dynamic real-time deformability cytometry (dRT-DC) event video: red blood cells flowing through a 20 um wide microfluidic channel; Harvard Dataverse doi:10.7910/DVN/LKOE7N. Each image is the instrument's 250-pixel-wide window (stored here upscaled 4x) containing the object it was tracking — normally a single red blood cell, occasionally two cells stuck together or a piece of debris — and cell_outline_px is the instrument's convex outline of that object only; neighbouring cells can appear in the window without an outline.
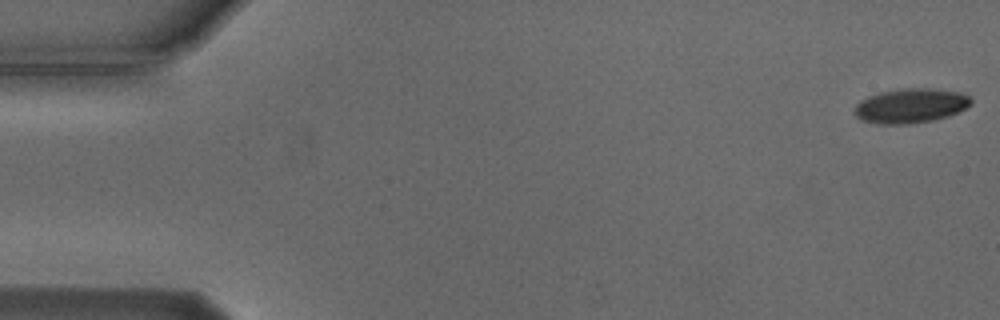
{"species": "Egyptian fruit bat (a non-hibernating species)", "species_latin": "Rousettus aegyptiacus", "temperature_condition": "cold", "stored_images_in_passage": 55, "camera_frame_rate_fps": 3000, "um_per_image_px": 0.085, "animal": {"sex": "male"}, "frame": {"image": 1, "passage_image": 1, "time_ms": 0.0, "image_size_px": [1000, 320], "cell_outline_px": [[972, 104], [948, 116], [932, 120], [908, 124], [880, 124], [860, 120], [852, 112], [856, 104], [860, 100], [868, 96], [880, 92], [904, 88], [932, 88], [960, 92], [968, 96], [972, 100]], "centroid_in_image_um": [77.36, 8.98], "position_along_channel_um": 7.6, "area_um2": 23.52}}
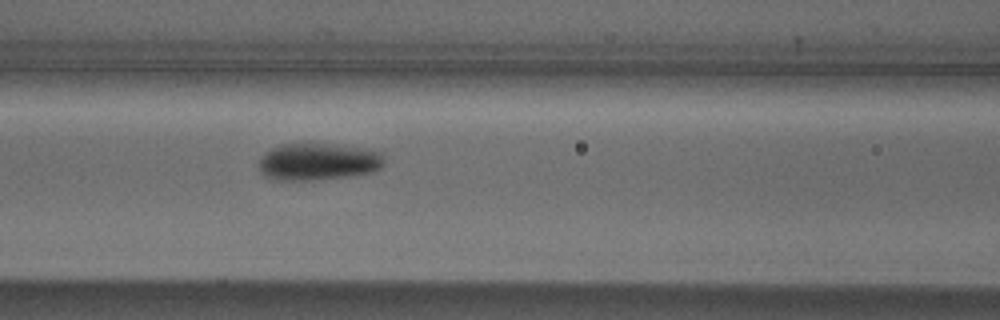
{"frame": {"image": 2, "passage_image": 23, "time_ms": 7.333, "image_size_px": [1000, 320], "cell_outline_px": [[384, 164], [380, 168], [372, 172], [344, 176], [304, 180], [280, 180], [268, 176], [260, 168], [260, 160], [272, 148], [280, 144], [336, 144], [364, 148], [380, 152], [384, 156]], "centroid_in_image_um": [27.11, 13.72], "position_along_channel_um": 139.5, "area_um2": 26.47}}
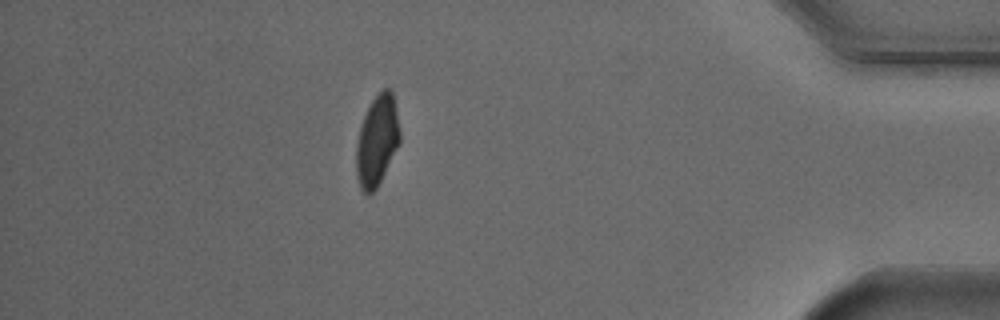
{"frame": {"image": 3, "passage_image": 48, "time_ms": 15.667, "image_size_px": [1000, 320], "cell_outline_px": [[400, 144], [376, 188], [368, 196], [360, 188], [356, 176], [356, 144], [360, 128], [364, 116], [372, 100], [384, 88], [388, 88], [392, 92], [400, 132]], "centroid_in_image_um": [32.04, 11.99], "position_along_channel_um": 403.2, "area_um2": 22.77}, "authors_computed_cell_mechanics": {"area_um2": 24.276, "velocity_mm_per_s": 3.7369, "shape_relaxation_time_tau1_ms": 2.5429, "shape_relaxation_time_tau2_ms": null, "deformation_change_tau1": 0.1041, "deformation_change_tau2": null}}